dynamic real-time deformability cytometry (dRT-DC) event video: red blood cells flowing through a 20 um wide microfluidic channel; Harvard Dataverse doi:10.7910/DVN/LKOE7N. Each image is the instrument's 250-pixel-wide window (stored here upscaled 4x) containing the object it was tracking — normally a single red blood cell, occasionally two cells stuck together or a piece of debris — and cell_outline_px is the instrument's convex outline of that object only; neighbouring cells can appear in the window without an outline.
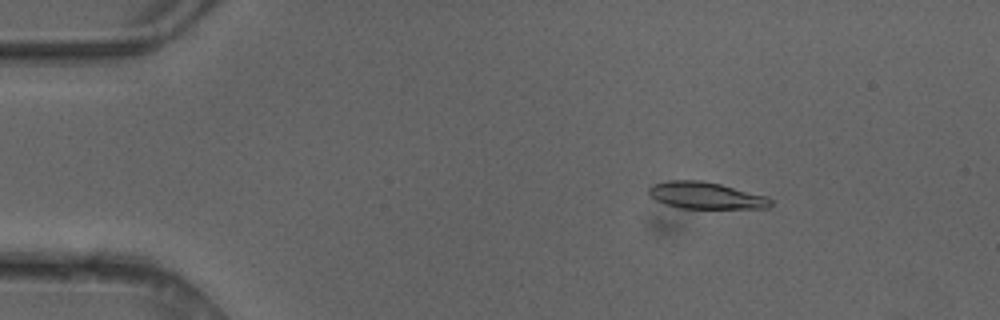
{"species": "common noctule bat (a hibernating species)", "species_latin": "Nyctalus noctula", "temperature_condition": "cold", "stored_images_in_passage": 4, "camera_frame_rate_fps": 3000, "um_per_image_px": 0.085, "animal": {"sex": "female"}, "frame": {"image": 1, "passage_image": 2, "time_ms": 0.333, "image_size_px": [1000, 320], "cell_outline_px": [[772, 204], [768, 208], [680, 208], [664, 204], [656, 200], [648, 192], [648, 188], [652, 184], [668, 180], [700, 180], [720, 184], [768, 196], [772, 200]], "centroid_in_image_um": [59.99, 16.61], "position_along_channel_um": 25.0, "area_um2": 19.07}}
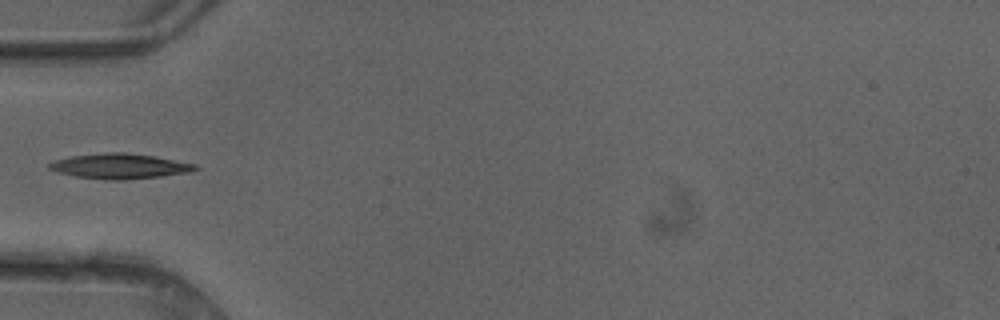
{"frame": {"image": 2, "passage_image": 4, "time_ms": 1.0, "image_size_px": [1000, 320], "cell_outline_px": [[200, 168], [192, 172], [160, 176], [124, 180], [108, 180], [76, 176], [56, 172], [48, 168], [48, 164], [52, 160], [72, 156], [108, 152], [124, 152], [156, 156], [196, 164]], "centroid_in_image_um": [10.19, 14.12], "position_along_channel_um": 74.8, "area_um2": 21.5}}